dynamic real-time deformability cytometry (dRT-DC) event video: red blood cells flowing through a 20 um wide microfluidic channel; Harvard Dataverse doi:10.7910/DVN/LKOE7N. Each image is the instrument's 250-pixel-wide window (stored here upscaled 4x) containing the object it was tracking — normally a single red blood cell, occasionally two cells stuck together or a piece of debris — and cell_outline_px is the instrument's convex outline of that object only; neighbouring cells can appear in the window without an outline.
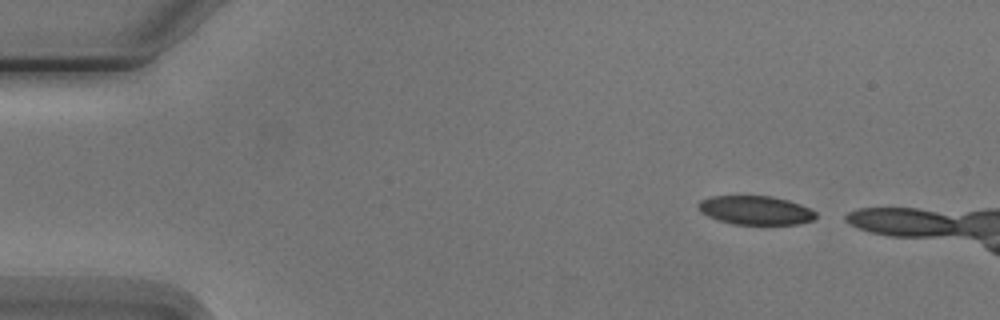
{"species": "Egyptian fruit bat (a non-hibernating species)", "species_latin": "Rousettus aegyptiacus", "temperature_condition": "cold", "stored_images_in_passage": 4, "camera_frame_rate_fps": 3000, "um_per_image_px": 0.085, "animal": {"sex": "male"}, "frame": {"image": 1, "passage_image": 1, "time_ms": 0.0, "image_size_px": [1000, 320], "cell_outline_px": [[816, 216], [812, 220], [796, 224], [732, 224], [708, 216], [700, 212], [696, 208], [696, 204], [700, 200], [712, 196], [772, 196], [788, 200], [800, 204], [816, 212]], "centroid_in_image_um": [64.17, 17.86], "position_along_channel_um": 20.8, "area_um2": 19.71}}